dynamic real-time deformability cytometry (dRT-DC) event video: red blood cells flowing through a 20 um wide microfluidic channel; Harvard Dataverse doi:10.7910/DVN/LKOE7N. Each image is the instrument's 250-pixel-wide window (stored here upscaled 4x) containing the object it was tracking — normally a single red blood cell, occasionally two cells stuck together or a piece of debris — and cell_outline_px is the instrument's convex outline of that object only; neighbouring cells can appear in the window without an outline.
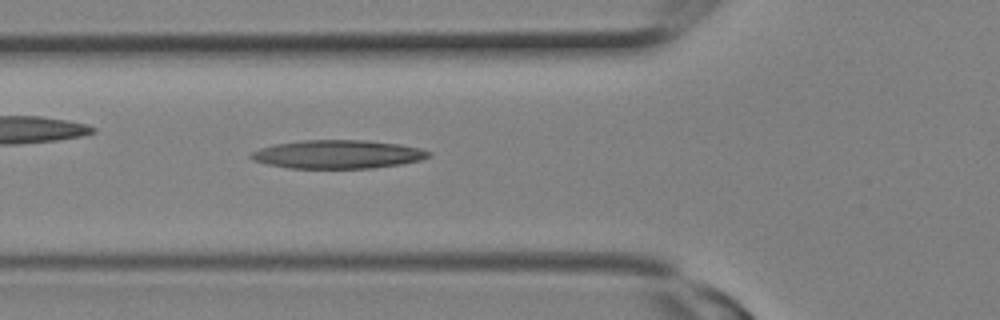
{"species": "Egyptian fruit bat (a non-hibernating species)", "species_latin": "Rousettus aegyptiacus", "temperature_condition": "room temperature", "stored_images_in_passage": 9, "camera_frame_rate_fps": 3000, "um_per_image_px": 0.085, "animal": {"sex": "female"}, "frame": {"image": 1, "passage_image": 9, "time_ms": 2.667, "image_size_px": [1000, 320], "cell_outline_px": [[432, 156], [420, 160], [400, 164], [372, 168], [288, 168], [268, 164], [252, 160], [248, 156], [252, 152], [260, 148], [272, 144], [300, 140], [368, 140], [400, 144], [420, 148], [432, 152]], "centroid_in_image_um": [28.71, 13.11], "position_along_channel_um": 97.1, "area_um2": 29.71}}